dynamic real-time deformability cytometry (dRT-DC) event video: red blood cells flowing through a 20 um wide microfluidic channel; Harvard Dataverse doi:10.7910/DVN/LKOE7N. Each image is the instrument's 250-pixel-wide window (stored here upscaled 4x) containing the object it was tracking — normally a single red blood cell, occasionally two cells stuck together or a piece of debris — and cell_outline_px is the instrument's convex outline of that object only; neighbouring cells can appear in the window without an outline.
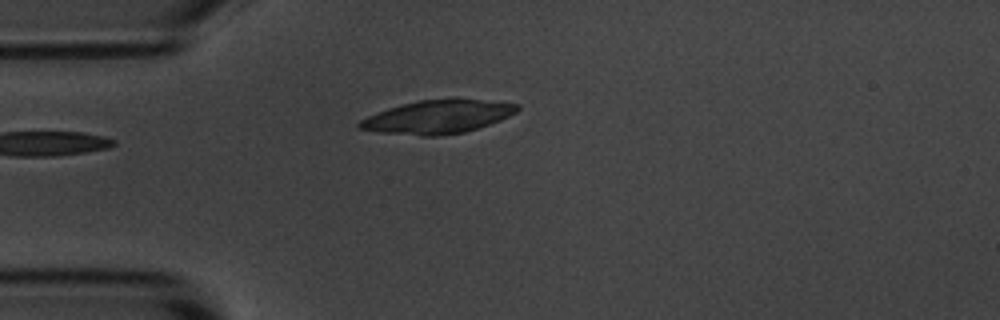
{"species": "common noctule bat (a hibernating species)", "species_latin": "Nyctalus noctula", "temperature_condition": "room temperature", "stored_images_in_passage": 4, "camera_frame_rate_fps": 3000, "um_per_image_px": 0.085, "animal": {"sex": "male", "body_mass_g": 20.1, "forearm_length_mm": 53.5}, "frame": {"image": 1, "passage_image": 4, "time_ms": 3.333, "image_size_px": [1000, 320], "cell_outline_px": [[520, 108], [516, 112], [500, 120], [464, 132], [440, 136], [420, 136], [380, 132], [356, 128], [356, 124], [360, 120], [368, 116], [388, 108], [420, 100], [480, 100], [520, 104]], "centroid_in_image_um": [37.17, 9.95], "position_along_channel_um": 47.8, "area_um2": 30.11}}